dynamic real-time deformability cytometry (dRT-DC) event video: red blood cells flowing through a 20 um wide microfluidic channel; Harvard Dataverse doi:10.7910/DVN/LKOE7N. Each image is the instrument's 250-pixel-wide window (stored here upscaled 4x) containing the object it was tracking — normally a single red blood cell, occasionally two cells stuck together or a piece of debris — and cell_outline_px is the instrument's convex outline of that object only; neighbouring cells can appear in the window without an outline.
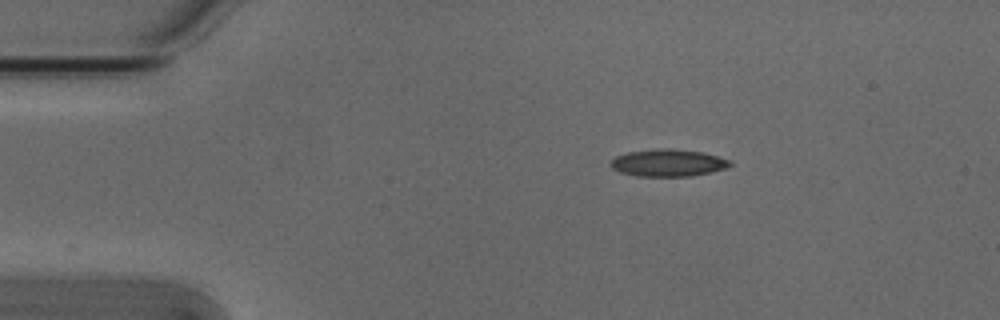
{"species": "Egyptian fruit bat (a non-hibernating species)", "species_latin": "Rousettus aegyptiacus", "temperature_condition": "cold", "stored_images_in_passage": 45, "camera_frame_rate_fps": 3000, "um_per_image_px": 0.085, "animal": {"sex": "male"}, "frame": {"image": 1, "passage_image": 1, "time_ms": 0.0, "image_size_px": [1000, 320], "cell_outline_px": [[732, 164], [724, 168], [712, 172], [692, 176], [636, 176], [620, 172], [612, 168], [608, 164], [616, 156], [628, 152], [664, 148], [668, 148], [704, 152], [732, 160]], "centroid_in_image_um": [56.8, 13.84], "position_along_channel_um": 28.2, "area_um2": 18.96}}
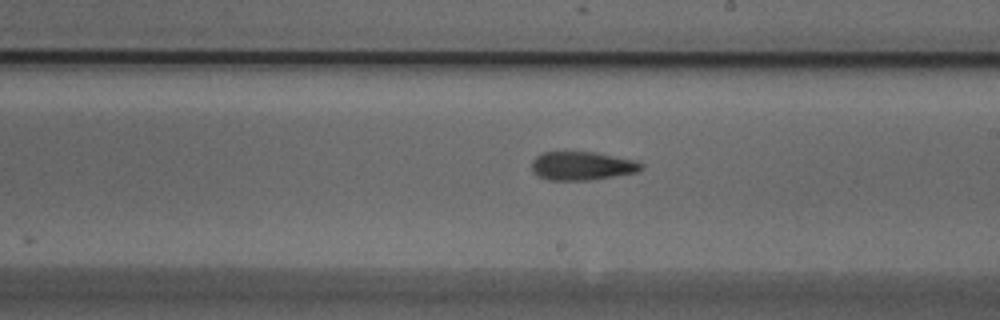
{"frame": {"image": 2, "passage_image": 22, "time_ms": 7.0, "image_size_px": [1000, 320], "cell_outline_px": [[644, 168], [636, 172], [588, 180], [548, 180], [536, 176], [532, 172], [532, 160], [536, 156], [544, 152], [596, 152], [636, 160], [644, 164]], "centroid_in_image_um": [49.46, 14.09], "position_along_channel_um": 239.5, "area_um2": 18.32}}
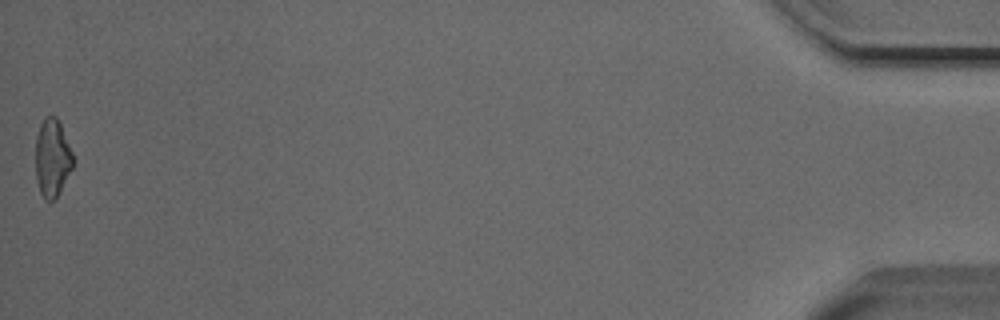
{"frame": {"image": 3, "passage_image": 45, "time_ms": 14.667, "image_size_px": [1000, 320], "cell_outline_px": [[72, 168], [60, 192], [52, 200], [44, 200], [40, 192], [36, 180], [36, 136], [40, 124], [44, 116], [56, 116], [60, 124], [72, 152]], "centroid_in_image_um": [4.42, 13.42], "position_along_channel_um": 430.8, "area_um2": 16.82}, "authors_computed_cell_mechanics": {"area_um2": 18.207, "velocity_mm_per_s": 3.8301, "shape_relaxation_time_tau1_ms": null, "shape_relaxation_time_tau2_ms": 8.2819, "deformation_change_tau1": null, "deformation_change_tau2": 0.2143}}